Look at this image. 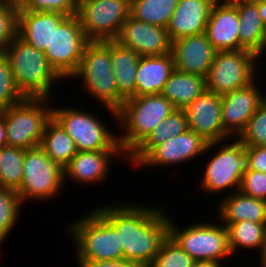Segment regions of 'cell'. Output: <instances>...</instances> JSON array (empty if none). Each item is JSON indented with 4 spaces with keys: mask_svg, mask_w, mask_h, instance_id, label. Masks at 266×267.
<instances>
[{
    "mask_svg": "<svg viewBox=\"0 0 266 267\" xmlns=\"http://www.w3.org/2000/svg\"><path fill=\"white\" fill-rule=\"evenodd\" d=\"M113 201L94 208L119 234L124 259L138 267H149L169 235V213L156 203L148 206L131 199Z\"/></svg>",
    "mask_w": 266,
    "mask_h": 267,
    "instance_id": "6da1fadb",
    "label": "cell"
},
{
    "mask_svg": "<svg viewBox=\"0 0 266 267\" xmlns=\"http://www.w3.org/2000/svg\"><path fill=\"white\" fill-rule=\"evenodd\" d=\"M109 50V40L89 41L84 48L77 71L69 79L82 84L84 94L94 98L99 105L105 107L117 124V111L123 106L125 99L119 94ZM84 89V90H83Z\"/></svg>",
    "mask_w": 266,
    "mask_h": 267,
    "instance_id": "7a4b0ae2",
    "label": "cell"
},
{
    "mask_svg": "<svg viewBox=\"0 0 266 267\" xmlns=\"http://www.w3.org/2000/svg\"><path fill=\"white\" fill-rule=\"evenodd\" d=\"M175 109L161 93L126 99L117 111L118 143L126 157Z\"/></svg>",
    "mask_w": 266,
    "mask_h": 267,
    "instance_id": "3957f363",
    "label": "cell"
},
{
    "mask_svg": "<svg viewBox=\"0 0 266 267\" xmlns=\"http://www.w3.org/2000/svg\"><path fill=\"white\" fill-rule=\"evenodd\" d=\"M3 52L10 63L15 85L24 97L54 98L52 88L63 79L50 66L43 51L17 36Z\"/></svg>",
    "mask_w": 266,
    "mask_h": 267,
    "instance_id": "277c9868",
    "label": "cell"
},
{
    "mask_svg": "<svg viewBox=\"0 0 266 267\" xmlns=\"http://www.w3.org/2000/svg\"><path fill=\"white\" fill-rule=\"evenodd\" d=\"M73 221L64 228L73 241L76 261L124 259L119 234L95 208Z\"/></svg>",
    "mask_w": 266,
    "mask_h": 267,
    "instance_id": "5b68a950",
    "label": "cell"
},
{
    "mask_svg": "<svg viewBox=\"0 0 266 267\" xmlns=\"http://www.w3.org/2000/svg\"><path fill=\"white\" fill-rule=\"evenodd\" d=\"M223 143L224 141L208 143L204 153L211 152L210 155H214L205 162L207 164L201 171L203 175L198 185L199 191H205L210 196H217V193L224 195L229 190L228 194L238 191L243 174L249 170V155L244 144L238 138H231Z\"/></svg>",
    "mask_w": 266,
    "mask_h": 267,
    "instance_id": "8992f818",
    "label": "cell"
},
{
    "mask_svg": "<svg viewBox=\"0 0 266 267\" xmlns=\"http://www.w3.org/2000/svg\"><path fill=\"white\" fill-rule=\"evenodd\" d=\"M169 236L194 261L218 262L225 266L224 262L232 256L227 228L220 220L194 222L182 228L170 217Z\"/></svg>",
    "mask_w": 266,
    "mask_h": 267,
    "instance_id": "52a82bcc",
    "label": "cell"
},
{
    "mask_svg": "<svg viewBox=\"0 0 266 267\" xmlns=\"http://www.w3.org/2000/svg\"><path fill=\"white\" fill-rule=\"evenodd\" d=\"M85 109L55 107L52 103V117L73 139L77 151L122 150L116 131L113 132L101 117L99 119L97 113Z\"/></svg>",
    "mask_w": 266,
    "mask_h": 267,
    "instance_id": "ba28073f",
    "label": "cell"
},
{
    "mask_svg": "<svg viewBox=\"0 0 266 267\" xmlns=\"http://www.w3.org/2000/svg\"><path fill=\"white\" fill-rule=\"evenodd\" d=\"M52 99L28 98L0 111L6 126L7 146H40L46 122L52 117Z\"/></svg>",
    "mask_w": 266,
    "mask_h": 267,
    "instance_id": "9c48e42d",
    "label": "cell"
},
{
    "mask_svg": "<svg viewBox=\"0 0 266 267\" xmlns=\"http://www.w3.org/2000/svg\"><path fill=\"white\" fill-rule=\"evenodd\" d=\"M66 190L63 168L53 162L40 147L25 150L23 177L17 193L26 201H52Z\"/></svg>",
    "mask_w": 266,
    "mask_h": 267,
    "instance_id": "30bf717a",
    "label": "cell"
},
{
    "mask_svg": "<svg viewBox=\"0 0 266 267\" xmlns=\"http://www.w3.org/2000/svg\"><path fill=\"white\" fill-rule=\"evenodd\" d=\"M258 57L247 50L217 51L206 77V89L225 95L252 83L259 70Z\"/></svg>",
    "mask_w": 266,
    "mask_h": 267,
    "instance_id": "8fae6325",
    "label": "cell"
},
{
    "mask_svg": "<svg viewBox=\"0 0 266 267\" xmlns=\"http://www.w3.org/2000/svg\"><path fill=\"white\" fill-rule=\"evenodd\" d=\"M76 15L89 41L115 40L130 16V0H80Z\"/></svg>",
    "mask_w": 266,
    "mask_h": 267,
    "instance_id": "7c38bea8",
    "label": "cell"
},
{
    "mask_svg": "<svg viewBox=\"0 0 266 267\" xmlns=\"http://www.w3.org/2000/svg\"><path fill=\"white\" fill-rule=\"evenodd\" d=\"M88 42L77 15L68 16L54 30L51 45L44 54L63 81L67 82L77 71Z\"/></svg>",
    "mask_w": 266,
    "mask_h": 267,
    "instance_id": "4fadbf2b",
    "label": "cell"
},
{
    "mask_svg": "<svg viewBox=\"0 0 266 267\" xmlns=\"http://www.w3.org/2000/svg\"><path fill=\"white\" fill-rule=\"evenodd\" d=\"M257 79L260 78L246 87L221 96L222 125L233 139L245 130L250 118L266 99V91L263 92L261 82Z\"/></svg>",
    "mask_w": 266,
    "mask_h": 267,
    "instance_id": "5bb4252c",
    "label": "cell"
},
{
    "mask_svg": "<svg viewBox=\"0 0 266 267\" xmlns=\"http://www.w3.org/2000/svg\"><path fill=\"white\" fill-rule=\"evenodd\" d=\"M208 142L197 133L187 130L177 137H170L163 143L154 147L136 166L145 169L148 167H162L166 169L179 164L190 163L198 157L205 155ZM202 155V156H201ZM144 167V168H143ZM166 167V168H165Z\"/></svg>",
    "mask_w": 266,
    "mask_h": 267,
    "instance_id": "9a60e30c",
    "label": "cell"
},
{
    "mask_svg": "<svg viewBox=\"0 0 266 267\" xmlns=\"http://www.w3.org/2000/svg\"><path fill=\"white\" fill-rule=\"evenodd\" d=\"M188 129L200 135L206 142L231 139L224 131L221 115V95L206 89L184 109Z\"/></svg>",
    "mask_w": 266,
    "mask_h": 267,
    "instance_id": "2e32d148",
    "label": "cell"
},
{
    "mask_svg": "<svg viewBox=\"0 0 266 267\" xmlns=\"http://www.w3.org/2000/svg\"><path fill=\"white\" fill-rule=\"evenodd\" d=\"M116 157L117 160L120 157L121 161L127 162V157L122 150L78 151L63 168L64 183L69 179L81 186L105 183L109 180L107 179L109 174H112V160H116L114 159Z\"/></svg>",
    "mask_w": 266,
    "mask_h": 267,
    "instance_id": "e0dca14e",
    "label": "cell"
},
{
    "mask_svg": "<svg viewBox=\"0 0 266 267\" xmlns=\"http://www.w3.org/2000/svg\"><path fill=\"white\" fill-rule=\"evenodd\" d=\"M115 41L132 49L140 57L169 54L172 47L166 28L136 20L131 16L123 23Z\"/></svg>",
    "mask_w": 266,
    "mask_h": 267,
    "instance_id": "ac0fdd59",
    "label": "cell"
},
{
    "mask_svg": "<svg viewBox=\"0 0 266 267\" xmlns=\"http://www.w3.org/2000/svg\"><path fill=\"white\" fill-rule=\"evenodd\" d=\"M171 53L175 69L206 78L217 50L203 32L172 41Z\"/></svg>",
    "mask_w": 266,
    "mask_h": 267,
    "instance_id": "d6986e66",
    "label": "cell"
},
{
    "mask_svg": "<svg viewBox=\"0 0 266 267\" xmlns=\"http://www.w3.org/2000/svg\"><path fill=\"white\" fill-rule=\"evenodd\" d=\"M239 15L234 3L217 0L212 6L205 34L217 51H238Z\"/></svg>",
    "mask_w": 266,
    "mask_h": 267,
    "instance_id": "ffe728a7",
    "label": "cell"
},
{
    "mask_svg": "<svg viewBox=\"0 0 266 267\" xmlns=\"http://www.w3.org/2000/svg\"><path fill=\"white\" fill-rule=\"evenodd\" d=\"M217 0H178L166 27L171 41L205 32L212 6Z\"/></svg>",
    "mask_w": 266,
    "mask_h": 267,
    "instance_id": "44dd1931",
    "label": "cell"
},
{
    "mask_svg": "<svg viewBox=\"0 0 266 267\" xmlns=\"http://www.w3.org/2000/svg\"><path fill=\"white\" fill-rule=\"evenodd\" d=\"M68 17L59 12L19 10L18 37L37 50L50 47L53 32Z\"/></svg>",
    "mask_w": 266,
    "mask_h": 267,
    "instance_id": "7402d4cb",
    "label": "cell"
},
{
    "mask_svg": "<svg viewBox=\"0 0 266 267\" xmlns=\"http://www.w3.org/2000/svg\"><path fill=\"white\" fill-rule=\"evenodd\" d=\"M219 203L218 217L223 224L236 223L248 220L257 223H266V201L252 198L239 190L225 194Z\"/></svg>",
    "mask_w": 266,
    "mask_h": 267,
    "instance_id": "603a6c76",
    "label": "cell"
},
{
    "mask_svg": "<svg viewBox=\"0 0 266 267\" xmlns=\"http://www.w3.org/2000/svg\"><path fill=\"white\" fill-rule=\"evenodd\" d=\"M174 69L172 53L140 57L136 72V97L161 93Z\"/></svg>",
    "mask_w": 266,
    "mask_h": 267,
    "instance_id": "cb8c5ba5",
    "label": "cell"
},
{
    "mask_svg": "<svg viewBox=\"0 0 266 267\" xmlns=\"http://www.w3.org/2000/svg\"><path fill=\"white\" fill-rule=\"evenodd\" d=\"M109 50L119 94L125 100L136 97V72L140 55L115 40H109Z\"/></svg>",
    "mask_w": 266,
    "mask_h": 267,
    "instance_id": "d4e9b609",
    "label": "cell"
},
{
    "mask_svg": "<svg viewBox=\"0 0 266 267\" xmlns=\"http://www.w3.org/2000/svg\"><path fill=\"white\" fill-rule=\"evenodd\" d=\"M239 15V42L240 50L254 53L259 62L262 60V47L265 38L266 27L259 14V6L256 3H234Z\"/></svg>",
    "mask_w": 266,
    "mask_h": 267,
    "instance_id": "484cf974",
    "label": "cell"
},
{
    "mask_svg": "<svg viewBox=\"0 0 266 267\" xmlns=\"http://www.w3.org/2000/svg\"><path fill=\"white\" fill-rule=\"evenodd\" d=\"M188 130L186 114L183 109H175L160 122L149 136L127 157L126 165L135 166L156 146L170 137H177Z\"/></svg>",
    "mask_w": 266,
    "mask_h": 267,
    "instance_id": "4316f807",
    "label": "cell"
},
{
    "mask_svg": "<svg viewBox=\"0 0 266 267\" xmlns=\"http://www.w3.org/2000/svg\"><path fill=\"white\" fill-rule=\"evenodd\" d=\"M206 90V78L174 69L161 94L176 109H184Z\"/></svg>",
    "mask_w": 266,
    "mask_h": 267,
    "instance_id": "83f0119b",
    "label": "cell"
},
{
    "mask_svg": "<svg viewBox=\"0 0 266 267\" xmlns=\"http://www.w3.org/2000/svg\"><path fill=\"white\" fill-rule=\"evenodd\" d=\"M40 147L62 168L78 152L73 139L53 117L45 124Z\"/></svg>",
    "mask_w": 266,
    "mask_h": 267,
    "instance_id": "f1b7e54d",
    "label": "cell"
},
{
    "mask_svg": "<svg viewBox=\"0 0 266 267\" xmlns=\"http://www.w3.org/2000/svg\"><path fill=\"white\" fill-rule=\"evenodd\" d=\"M224 225L227 228L228 245L232 256L235 252L241 253L238 251L240 249L249 252L258 250V255H261L265 243L266 223L243 220Z\"/></svg>",
    "mask_w": 266,
    "mask_h": 267,
    "instance_id": "f546056e",
    "label": "cell"
},
{
    "mask_svg": "<svg viewBox=\"0 0 266 267\" xmlns=\"http://www.w3.org/2000/svg\"><path fill=\"white\" fill-rule=\"evenodd\" d=\"M177 4L178 0H130V16L166 28Z\"/></svg>",
    "mask_w": 266,
    "mask_h": 267,
    "instance_id": "4dcf8cb0",
    "label": "cell"
},
{
    "mask_svg": "<svg viewBox=\"0 0 266 267\" xmlns=\"http://www.w3.org/2000/svg\"><path fill=\"white\" fill-rule=\"evenodd\" d=\"M25 150L13 146L0 149V188L18 191L23 177Z\"/></svg>",
    "mask_w": 266,
    "mask_h": 267,
    "instance_id": "1f68e13d",
    "label": "cell"
},
{
    "mask_svg": "<svg viewBox=\"0 0 266 267\" xmlns=\"http://www.w3.org/2000/svg\"><path fill=\"white\" fill-rule=\"evenodd\" d=\"M22 204L17 191L0 188V250L1 244H4L10 231L17 225Z\"/></svg>",
    "mask_w": 266,
    "mask_h": 267,
    "instance_id": "d6a6232c",
    "label": "cell"
},
{
    "mask_svg": "<svg viewBox=\"0 0 266 267\" xmlns=\"http://www.w3.org/2000/svg\"><path fill=\"white\" fill-rule=\"evenodd\" d=\"M194 262L168 235L149 267H192Z\"/></svg>",
    "mask_w": 266,
    "mask_h": 267,
    "instance_id": "836d02e7",
    "label": "cell"
},
{
    "mask_svg": "<svg viewBox=\"0 0 266 267\" xmlns=\"http://www.w3.org/2000/svg\"><path fill=\"white\" fill-rule=\"evenodd\" d=\"M24 98L15 85L8 58L3 50H0V111L21 102Z\"/></svg>",
    "mask_w": 266,
    "mask_h": 267,
    "instance_id": "e575fe53",
    "label": "cell"
},
{
    "mask_svg": "<svg viewBox=\"0 0 266 267\" xmlns=\"http://www.w3.org/2000/svg\"><path fill=\"white\" fill-rule=\"evenodd\" d=\"M238 139L244 146L266 147V99L250 118L245 130Z\"/></svg>",
    "mask_w": 266,
    "mask_h": 267,
    "instance_id": "d590c367",
    "label": "cell"
},
{
    "mask_svg": "<svg viewBox=\"0 0 266 267\" xmlns=\"http://www.w3.org/2000/svg\"><path fill=\"white\" fill-rule=\"evenodd\" d=\"M18 4L0 1V50L18 36Z\"/></svg>",
    "mask_w": 266,
    "mask_h": 267,
    "instance_id": "8d00e7d4",
    "label": "cell"
},
{
    "mask_svg": "<svg viewBox=\"0 0 266 267\" xmlns=\"http://www.w3.org/2000/svg\"><path fill=\"white\" fill-rule=\"evenodd\" d=\"M19 10L37 12H59L68 16L76 15L78 0H21Z\"/></svg>",
    "mask_w": 266,
    "mask_h": 267,
    "instance_id": "74e56055",
    "label": "cell"
},
{
    "mask_svg": "<svg viewBox=\"0 0 266 267\" xmlns=\"http://www.w3.org/2000/svg\"><path fill=\"white\" fill-rule=\"evenodd\" d=\"M239 191L252 198L266 201V173L248 170L242 176Z\"/></svg>",
    "mask_w": 266,
    "mask_h": 267,
    "instance_id": "f35d334b",
    "label": "cell"
},
{
    "mask_svg": "<svg viewBox=\"0 0 266 267\" xmlns=\"http://www.w3.org/2000/svg\"><path fill=\"white\" fill-rule=\"evenodd\" d=\"M249 155V170L266 173V147L265 146H245Z\"/></svg>",
    "mask_w": 266,
    "mask_h": 267,
    "instance_id": "ab89813d",
    "label": "cell"
},
{
    "mask_svg": "<svg viewBox=\"0 0 266 267\" xmlns=\"http://www.w3.org/2000/svg\"><path fill=\"white\" fill-rule=\"evenodd\" d=\"M78 267H138L129 260L75 261Z\"/></svg>",
    "mask_w": 266,
    "mask_h": 267,
    "instance_id": "60d3db41",
    "label": "cell"
},
{
    "mask_svg": "<svg viewBox=\"0 0 266 267\" xmlns=\"http://www.w3.org/2000/svg\"><path fill=\"white\" fill-rule=\"evenodd\" d=\"M4 146H7L6 126L4 123V118L0 115V149H2Z\"/></svg>",
    "mask_w": 266,
    "mask_h": 267,
    "instance_id": "b9f144b4",
    "label": "cell"
},
{
    "mask_svg": "<svg viewBox=\"0 0 266 267\" xmlns=\"http://www.w3.org/2000/svg\"><path fill=\"white\" fill-rule=\"evenodd\" d=\"M192 267H224V266L218 262L195 261Z\"/></svg>",
    "mask_w": 266,
    "mask_h": 267,
    "instance_id": "7bdbcfd3",
    "label": "cell"
},
{
    "mask_svg": "<svg viewBox=\"0 0 266 267\" xmlns=\"http://www.w3.org/2000/svg\"><path fill=\"white\" fill-rule=\"evenodd\" d=\"M259 6V14L263 20V23L266 27V0H262L256 3Z\"/></svg>",
    "mask_w": 266,
    "mask_h": 267,
    "instance_id": "ee69618b",
    "label": "cell"
},
{
    "mask_svg": "<svg viewBox=\"0 0 266 267\" xmlns=\"http://www.w3.org/2000/svg\"><path fill=\"white\" fill-rule=\"evenodd\" d=\"M259 261H260V267L266 263V233H265V243H264V247H263V250H262V253L261 255L259 256Z\"/></svg>",
    "mask_w": 266,
    "mask_h": 267,
    "instance_id": "f6af8a7d",
    "label": "cell"
},
{
    "mask_svg": "<svg viewBox=\"0 0 266 267\" xmlns=\"http://www.w3.org/2000/svg\"><path fill=\"white\" fill-rule=\"evenodd\" d=\"M231 3H241V2H248V3H257L260 2L262 0H225Z\"/></svg>",
    "mask_w": 266,
    "mask_h": 267,
    "instance_id": "bcb514c9",
    "label": "cell"
},
{
    "mask_svg": "<svg viewBox=\"0 0 266 267\" xmlns=\"http://www.w3.org/2000/svg\"><path fill=\"white\" fill-rule=\"evenodd\" d=\"M266 31H265V38H264V42H263V47H262V57L264 56V54H266Z\"/></svg>",
    "mask_w": 266,
    "mask_h": 267,
    "instance_id": "7dc6e473",
    "label": "cell"
},
{
    "mask_svg": "<svg viewBox=\"0 0 266 267\" xmlns=\"http://www.w3.org/2000/svg\"><path fill=\"white\" fill-rule=\"evenodd\" d=\"M0 1H7V2H13V3L19 4L21 0H0Z\"/></svg>",
    "mask_w": 266,
    "mask_h": 267,
    "instance_id": "c3c4849f",
    "label": "cell"
}]
</instances>
